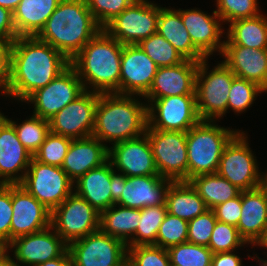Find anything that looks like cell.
Masks as SVG:
<instances>
[{"mask_svg":"<svg viewBox=\"0 0 267 266\" xmlns=\"http://www.w3.org/2000/svg\"><path fill=\"white\" fill-rule=\"evenodd\" d=\"M158 174L172 181H187L186 133L146 129Z\"/></svg>","mask_w":267,"mask_h":266,"instance_id":"11","label":"cell"},{"mask_svg":"<svg viewBox=\"0 0 267 266\" xmlns=\"http://www.w3.org/2000/svg\"><path fill=\"white\" fill-rule=\"evenodd\" d=\"M245 244L247 243L240 236L236 226L217 221L212 231L208 248L215 254L234 251Z\"/></svg>","mask_w":267,"mask_h":266,"instance_id":"42","label":"cell"},{"mask_svg":"<svg viewBox=\"0 0 267 266\" xmlns=\"http://www.w3.org/2000/svg\"><path fill=\"white\" fill-rule=\"evenodd\" d=\"M216 222L212 209L188 221L187 242L208 247Z\"/></svg>","mask_w":267,"mask_h":266,"instance_id":"44","label":"cell"},{"mask_svg":"<svg viewBox=\"0 0 267 266\" xmlns=\"http://www.w3.org/2000/svg\"><path fill=\"white\" fill-rule=\"evenodd\" d=\"M157 65L176 66L186 59L163 36L155 33L137 44Z\"/></svg>","mask_w":267,"mask_h":266,"instance_id":"35","label":"cell"},{"mask_svg":"<svg viewBox=\"0 0 267 266\" xmlns=\"http://www.w3.org/2000/svg\"><path fill=\"white\" fill-rule=\"evenodd\" d=\"M100 93L84 91L49 119L50 131L71 139L92 136Z\"/></svg>","mask_w":267,"mask_h":266,"instance_id":"15","label":"cell"},{"mask_svg":"<svg viewBox=\"0 0 267 266\" xmlns=\"http://www.w3.org/2000/svg\"><path fill=\"white\" fill-rule=\"evenodd\" d=\"M146 100L148 102L147 129L186 133L201 121L197 111L196 95H177Z\"/></svg>","mask_w":267,"mask_h":266,"instance_id":"13","label":"cell"},{"mask_svg":"<svg viewBox=\"0 0 267 266\" xmlns=\"http://www.w3.org/2000/svg\"><path fill=\"white\" fill-rule=\"evenodd\" d=\"M108 147L93 136L72 139L61 168L75 182L108 160Z\"/></svg>","mask_w":267,"mask_h":266,"instance_id":"26","label":"cell"},{"mask_svg":"<svg viewBox=\"0 0 267 266\" xmlns=\"http://www.w3.org/2000/svg\"><path fill=\"white\" fill-rule=\"evenodd\" d=\"M263 92L257 84L235 77L229 91L227 110L231 109L237 114L245 112L247 108L252 107L256 97Z\"/></svg>","mask_w":267,"mask_h":266,"instance_id":"39","label":"cell"},{"mask_svg":"<svg viewBox=\"0 0 267 266\" xmlns=\"http://www.w3.org/2000/svg\"><path fill=\"white\" fill-rule=\"evenodd\" d=\"M187 235L188 221L167 212L156 237V246L168 249L185 243L187 242Z\"/></svg>","mask_w":267,"mask_h":266,"instance_id":"41","label":"cell"},{"mask_svg":"<svg viewBox=\"0 0 267 266\" xmlns=\"http://www.w3.org/2000/svg\"><path fill=\"white\" fill-rule=\"evenodd\" d=\"M12 42L0 40V93L7 97L10 81Z\"/></svg>","mask_w":267,"mask_h":266,"instance_id":"48","label":"cell"},{"mask_svg":"<svg viewBox=\"0 0 267 266\" xmlns=\"http://www.w3.org/2000/svg\"><path fill=\"white\" fill-rule=\"evenodd\" d=\"M61 0H21L13 11L18 37L36 36L44 27Z\"/></svg>","mask_w":267,"mask_h":266,"instance_id":"29","label":"cell"},{"mask_svg":"<svg viewBox=\"0 0 267 266\" xmlns=\"http://www.w3.org/2000/svg\"><path fill=\"white\" fill-rule=\"evenodd\" d=\"M224 46H244L257 50L267 49V17L235 20L228 25Z\"/></svg>","mask_w":267,"mask_h":266,"instance_id":"31","label":"cell"},{"mask_svg":"<svg viewBox=\"0 0 267 266\" xmlns=\"http://www.w3.org/2000/svg\"><path fill=\"white\" fill-rule=\"evenodd\" d=\"M101 29L86 0H61L36 37L71 61Z\"/></svg>","mask_w":267,"mask_h":266,"instance_id":"3","label":"cell"},{"mask_svg":"<svg viewBox=\"0 0 267 266\" xmlns=\"http://www.w3.org/2000/svg\"><path fill=\"white\" fill-rule=\"evenodd\" d=\"M240 236L252 246L267 229V194L260 186L241 191V215L237 225Z\"/></svg>","mask_w":267,"mask_h":266,"instance_id":"24","label":"cell"},{"mask_svg":"<svg viewBox=\"0 0 267 266\" xmlns=\"http://www.w3.org/2000/svg\"><path fill=\"white\" fill-rule=\"evenodd\" d=\"M111 165V193H112V205H114L121 197L122 185L126 183V175L123 173H116Z\"/></svg>","mask_w":267,"mask_h":266,"instance_id":"51","label":"cell"},{"mask_svg":"<svg viewBox=\"0 0 267 266\" xmlns=\"http://www.w3.org/2000/svg\"><path fill=\"white\" fill-rule=\"evenodd\" d=\"M235 251L213 254L211 266H243L241 257Z\"/></svg>","mask_w":267,"mask_h":266,"instance_id":"50","label":"cell"},{"mask_svg":"<svg viewBox=\"0 0 267 266\" xmlns=\"http://www.w3.org/2000/svg\"><path fill=\"white\" fill-rule=\"evenodd\" d=\"M265 92H267V82H266V85H265Z\"/></svg>","mask_w":267,"mask_h":266,"instance_id":"59","label":"cell"},{"mask_svg":"<svg viewBox=\"0 0 267 266\" xmlns=\"http://www.w3.org/2000/svg\"><path fill=\"white\" fill-rule=\"evenodd\" d=\"M167 212L190 221L208 210L204 200L189 181H173L165 201Z\"/></svg>","mask_w":267,"mask_h":266,"instance_id":"30","label":"cell"},{"mask_svg":"<svg viewBox=\"0 0 267 266\" xmlns=\"http://www.w3.org/2000/svg\"><path fill=\"white\" fill-rule=\"evenodd\" d=\"M198 61L185 60L176 66L159 67L144 99H159L177 95H196Z\"/></svg>","mask_w":267,"mask_h":266,"instance_id":"22","label":"cell"},{"mask_svg":"<svg viewBox=\"0 0 267 266\" xmlns=\"http://www.w3.org/2000/svg\"><path fill=\"white\" fill-rule=\"evenodd\" d=\"M32 158L19 141L14 126L0 112V184H19Z\"/></svg>","mask_w":267,"mask_h":266,"instance_id":"20","label":"cell"},{"mask_svg":"<svg viewBox=\"0 0 267 266\" xmlns=\"http://www.w3.org/2000/svg\"><path fill=\"white\" fill-rule=\"evenodd\" d=\"M140 217L141 209L114 204L100 214V229L127 243L135 235Z\"/></svg>","mask_w":267,"mask_h":266,"instance_id":"32","label":"cell"},{"mask_svg":"<svg viewBox=\"0 0 267 266\" xmlns=\"http://www.w3.org/2000/svg\"><path fill=\"white\" fill-rule=\"evenodd\" d=\"M240 131L224 147L217 173L245 191L262 186L266 173L259 172L256 157L247 141L248 137L245 132Z\"/></svg>","mask_w":267,"mask_h":266,"instance_id":"7","label":"cell"},{"mask_svg":"<svg viewBox=\"0 0 267 266\" xmlns=\"http://www.w3.org/2000/svg\"><path fill=\"white\" fill-rule=\"evenodd\" d=\"M10 242L51 226V211L21 185L12 184Z\"/></svg>","mask_w":267,"mask_h":266,"instance_id":"19","label":"cell"},{"mask_svg":"<svg viewBox=\"0 0 267 266\" xmlns=\"http://www.w3.org/2000/svg\"><path fill=\"white\" fill-rule=\"evenodd\" d=\"M157 33L169 41L186 60L199 62L205 59L192 43L181 14L176 9L160 7L159 5Z\"/></svg>","mask_w":267,"mask_h":266,"instance_id":"28","label":"cell"},{"mask_svg":"<svg viewBox=\"0 0 267 266\" xmlns=\"http://www.w3.org/2000/svg\"><path fill=\"white\" fill-rule=\"evenodd\" d=\"M212 210L217 221L237 227L241 215V193L239 196L223 202Z\"/></svg>","mask_w":267,"mask_h":266,"instance_id":"47","label":"cell"},{"mask_svg":"<svg viewBox=\"0 0 267 266\" xmlns=\"http://www.w3.org/2000/svg\"><path fill=\"white\" fill-rule=\"evenodd\" d=\"M189 182L204 200L208 209H213L223 202L239 196L242 191L218 173L194 176Z\"/></svg>","mask_w":267,"mask_h":266,"instance_id":"33","label":"cell"},{"mask_svg":"<svg viewBox=\"0 0 267 266\" xmlns=\"http://www.w3.org/2000/svg\"><path fill=\"white\" fill-rule=\"evenodd\" d=\"M256 246H260V247H265L267 248V229L264 232L263 236L261 237V239L255 244Z\"/></svg>","mask_w":267,"mask_h":266,"instance_id":"55","label":"cell"},{"mask_svg":"<svg viewBox=\"0 0 267 266\" xmlns=\"http://www.w3.org/2000/svg\"><path fill=\"white\" fill-rule=\"evenodd\" d=\"M111 163L107 160L74 182V192L100 214L112 206ZM76 184V185H75Z\"/></svg>","mask_w":267,"mask_h":266,"instance_id":"27","label":"cell"},{"mask_svg":"<svg viewBox=\"0 0 267 266\" xmlns=\"http://www.w3.org/2000/svg\"><path fill=\"white\" fill-rule=\"evenodd\" d=\"M259 261H260V263H259L260 266H267V260H263V259L261 260V259H260ZM261 263H262V264H261Z\"/></svg>","mask_w":267,"mask_h":266,"instance_id":"57","label":"cell"},{"mask_svg":"<svg viewBox=\"0 0 267 266\" xmlns=\"http://www.w3.org/2000/svg\"><path fill=\"white\" fill-rule=\"evenodd\" d=\"M134 95L101 93L95 111L92 136L112 145L146 133L147 103Z\"/></svg>","mask_w":267,"mask_h":266,"instance_id":"4","label":"cell"},{"mask_svg":"<svg viewBox=\"0 0 267 266\" xmlns=\"http://www.w3.org/2000/svg\"><path fill=\"white\" fill-rule=\"evenodd\" d=\"M12 215V184H0V243L4 247L10 243Z\"/></svg>","mask_w":267,"mask_h":266,"instance_id":"46","label":"cell"},{"mask_svg":"<svg viewBox=\"0 0 267 266\" xmlns=\"http://www.w3.org/2000/svg\"><path fill=\"white\" fill-rule=\"evenodd\" d=\"M207 62V58L199 61L196 73L197 111L201 121H216L227 113L229 91L236 76L223 61L212 70Z\"/></svg>","mask_w":267,"mask_h":266,"instance_id":"6","label":"cell"},{"mask_svg":"<svg viewBox=\"0 0 267 266\" xmlns=\"http://www.w3.org/2000/svg\"><path fill=\"white\" fill-rule=\"evenodd\" d=\"M159 6L148 0H135L103 29L123 45L138 44L157 33Z\"/></svg>","mask_w":267,"mask_h":266,"instance_id":"12","label":"cell"},{"mask_svg":"<svg viewBox=\"0 0 267 266\" xmlns=\"http://www.w3.org/2000/svg\"><path fill=\"white\" fill-rule=\"evenodd\" d=\"M71 141L69 137L50 131L33 158L42 164L61 167Z\"/></svg>","mask_w":267,"mask_h":266,"instance_id":"38","label":"cell"},{"mask_svg":"<svg viewBox=\"0 0 267 266\" xmlns=\"http://www.w3.org/2000/svg\"><path fill=\"white\" fill-rule=\"evenodd\" d=\"M17 37L13 23V12L0 6V40L13 42Z\"/></svg>","mask_w":267,"mask_h":266,"instance_id":"49","label":"cell"},{"mask_svg":"<svg viewBox=\"0 0 267 266\" xmlns=\"http://www.w3.org/2000/svg\"><path fill=\"white\" fill-rule=\"evenodd\" d=\"M122 51L123 44L104 29L84 45L70 65L78 74L85 91L119 94Z\"/></svg>","mask_w":267,"mask_h":266,"instance_id":"2","label":"cell"},{"mask_svg":"<svg viewBox=\"0 0 267 266\" xmlns=\"http://www.w3.org/2000/svg\"><path fill=\"white\" fill-rule=\"evenodd\" d=\"M127 266H171L167 249L156 245L127 247Z\"/></svg>","mask_w":267,"mask_h":266,"instance_id":"40","label":"cell"},{"mask_svg":"<svg viewBox=\"0 0 267 266\" xmlns=\"http://www.w3.org/2000/svg\"><path fill=\"white\" fill-rule=\"evenodd\" d=\"M171 266H211L213 252L205 246L190 242L167 249Z\"/></svg>","mask_w":267,"mask_h":266,"instance_id":"37","label":"cell"},{"mask_svg":"<svg viewBox=\"0 0 267 266\" xmlns=\"http://www.w3.org/2000/svg\"><path fill=\"white\" fill-rule=\"evenodd\" d=\"M51 226L69 245L100 229V213L73 192L51 212Z\"/></svg>","mask_w":267,"mask_h":266,"instance_id":"9","label":"cell"},{"mask_svg":"<svg viewBox=\"0 0 267 266\" xmlns=\"http://www.w3.org/2000/svg\"><path fill=\"white\" fill-rule=\"evenodd\" d=\"M21 0H0V6L13 12Z\"/></svg>","mask_w":267,"mask_h":266,"instance_id":"54","label":"cell"},{"mask_svg":"<svg viewBox=\"0 0 267 266\" xmlns=\"http://www.w3.org/2000/svg\"><path fill=\"white\" fill-rule=\"evenodd\" d=\"M108 160L114 170L128 177L159 175L146 134L108 147Z\"/></svg>","mask_w":267,"mask_h":266,"instance_id":"17","label":"cell"},{"mask_svg":"<svg viewBox=\"0 0 267 266\" xmlns=\"http://www.w3.org/2000/svg\"><path fill=\"white\" fill-rule=\"evenodd\" d=\"M216 2L217 9L214 11L221 18L222 23L260 15L257 0H216Z\"/></svg>","mask_w":267,"mask_h":266,"instance_id":"43","label":"cell"},{"mask_svg":"<svg viewBox=\"0 0 267 266\" xmlns=\"http://www.w3.org/2000/svg\"><path fill=\"white\" fill-rule=\"evenodd\" d=\"M8 250L5 249L1 254H0V266H17L15 263V260L12 259L9 254Z\"/></svg>","mask_w":267,"mask_h":266,"instance_id":"53","label":"cell"},{"mask_svg":"<svg viewBox=\"0 0 267 266\" xmlns=\"http://www.w3.org/2000/svg\"><path fill=\"white\" fill-rule=\"evenodd\" d=\"M37 266H73V264H72L70 252L67 249L60 257H57L52 260H48Z\"/></svg>","mask_w":267,"mask_h":266,"instance_id":"52","label":"cell"},{"mask_svg":"<svg viewBox=\"0 0 267 266\" xmlns=\"http://www.w3.org/2000/svg\"><path fill=\"white\" fill-rule=\"evenodd\" d=\"M215 121H200L186 132L187 181L201 174L217 173L224 147L238 133Z\"/></svg>","mask_w":267,"mask_h":266,"instance_id":"5","label":"cell"},{"mask_svg":"<svg viewBox=\"0 0 267 266\" xmlns=\"http://www.w3.org/2000/svg\"><path fill=\"white\" fill-rule=\"evenodd\" d=\"M224 64L236 77L257 84L265 92L267 82V49L244 46H223Z\"/></svg>","mask_w":267,"mask_h":266,"instance_id":"25","label":"cell"},{"mask_svg":"<svg viewBox=\"0 0 267 266\" xmlns=\"http://www.w3.org/2000/svg\"><path fill=\"white\" fill-rule=\"evenodd\" d=\"M167 214L165 204L141 209V217L135 235L126 243L127 247L156 245V237Z\"/></svg>","mask_w":267,"mask_h":266,"instance_id":"34","label":"cell"},{"mask_svg":"<svg viewBox=\"0 0 267 266\" xmlns=\"http://www.w3.org/2000/svg\"><path fill=\"white\" fill-rule=\"evenodd\" d=\"M97 24L103 29L135 0H86Z\"/></svg>","mask_w":267,"mask_h":266,"instance_id":"45","label":"cell"},{"mask_svg":"<svg viewBox=\"0 0 267 266\" xmlns=\"http://www.w3.org/2000/svg\"><path fill=\"white\" fill-rule=\"evenodd\" d=\"M158 67L137 45H123L119 94L143 97L150 89Z\"/></svg>","mask_w":267,"mask_h":266,"instance_id":"18","label":"cell"},{"mask_svg":"<svg viewBox=\"0 0 267 266\" xmlns=\"http://www.w3.org/2000/svg\"><path fill=\"white\" fill-rule=\"evenodd\" d=\"M172 182L160 175L126 176L121 197L115 204L135 209L165 204L166 194Z\"/></svg>","mask_w":267,"mask_h":266,"instance_id":"23","label":"cell"},{"mask_svg":"<svg viewBox=\"0 0 267 266\" xmlns=\"http://www.w3.org/2000/svg\"><path fill=\"white\" fill-rule=\"evenodd\" d=\"M84 91L78 74L69 65L48 85L32 93L25 102L34 104L33 115L49 120Z\"/></svg>","mask_w":267,"mask_h":266,"instance_id":"14","label":"cell"},{"mask_svg":"<svg viewBox=\"0 0 267 266\" xmlns=\"http://www.w3.org/2000/svg\"><path fill=\"white\" fill-rule=\"evenodd\" d=\"M6 248L0 243V254L5 250Z\"/></svg>","mask_w":267,"mask_h":266,"instance_id":"58","label":"cell"},{"mask_svg":"<svg viewBox=\"0 0 267 266\" xmlns=\"http://www.w3.org/2000/svg\"><path fill=\"white\" fill-rule=\"evenodd\" d=\"M19 185L51 212L74 191V182L61 167L42 164L34 158Z\"/></svg>","mask_w":267,"mask_h":266,"instance_id":"8","label":"cell"},{"mask_svg":"<svg viewBox=\"0 0 267 266\" xmlns=\"http://www.w3.org/2000/svg\"><path fill=\"white\" fill-rule=\"evenodd\" d=\"M177 11L181 14L192 43L205 58L208 59V56L216 51L222 53L224 41H220L224 30L221 25L222 20L215 11L212 12V16L196 8L187 10L179 8Z\"/></svg>","mask_w":267,"mask_h":266,"instance_id":"21","label":"cell"},{"mask_svg":"<svg viewBox=\"0 0 267 266\" xmlns=\"http://www.w3.org/2000/svg\"><path fill=\"white\" fill-rule=\"evenodd\" d=\"M73 266H127V244L101 229L68 245Z\"/></svg>","mask_w":267,"mask_h":266,"instance_id":"10","label":"cell"},{"mask_svg":"<svg viewBox=\"0 0 267 266\" xmlns=\"http://www.w3.org/2000/svg\"><path fill=\"white\" fill-rule=\"evenodd\" d=\"M14 126L19 141L23 146L34 155L45 141L47 134L50 132L49 120L42 119L36 115L22 121L20 125L7 118Z\"/></svg>","mask_w":267,"mask_h":266,"instance_id":"36","label":"cell"},{"mask_svg":"<svg viewBox=\"0 0 267 266\" xmlns=\"http://www.w3.org/2000/svg\"><path fill=\"white\" fill-rule=\"evenodd\" d=\"M5 248L14 250L11 252H14L12 255L17 266H20V263L24 266H37L60 257L68 249V244L49 226L14 239Z\"/></svg>","mask_w":267,"mask_h":266,"instance_id":"16","label":"cell"},{"mask_svg":"<svg viewBox=\"0 0 267 266\" xmlns=\"http://www.w3.org/2000/svg\"><path fill=\"white\" fill-rule=\"evenodd\" d=\"M262 187L265 189V192H266V194H267V171H266L264 180H263V182H262Z\"/></svg>","mask_w":267,"mask_h":266,"instance_id":"56","label":"cell"},{"mask_svg":"<svg viewBox=\"0 0 267 266\" xmlns=\"http://www.w3.org/2000/svg\"><path fill=\"white\" fill-rule=\"evenodd\" d=\"M69 65L70 61L62 53L36 36L17 37L12 42L7 97L25 102Z\"/></svg>","mask_w":267,"mask_h":266,"instance_id":"1","label":"cell"}]
</instances>
